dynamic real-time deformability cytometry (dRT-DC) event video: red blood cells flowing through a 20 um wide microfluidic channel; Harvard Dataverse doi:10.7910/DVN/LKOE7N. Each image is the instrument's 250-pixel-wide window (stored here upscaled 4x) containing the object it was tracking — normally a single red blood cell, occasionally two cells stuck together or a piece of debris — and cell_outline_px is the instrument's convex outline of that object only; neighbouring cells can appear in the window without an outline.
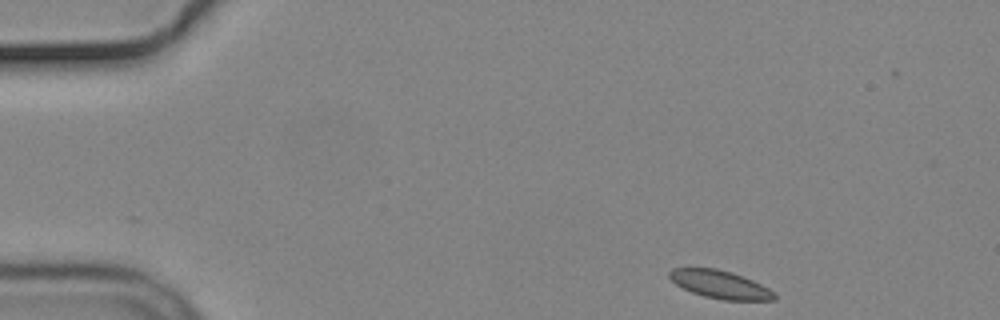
{"species": "common noctule bat (a hibernating species)", "species_latin": "Nyctalus noctula", "temperature_condition": "cold", "stored_images_in_passage": 50, "camera_frame_rate_fps": 3000, "um_per_image_px": 0.085, "animal": {"sex": "male", "body_mass_g": 19.2, "forearm_length_mm": 51.8}, "frame": {"image": 1, "passage_image": 1, "time_ms": 0.0, "image_size_px": [1000, 320], "cell_outline_px": [[776, 300], [724, 300], [704, 296], [692, 292], [676, 284], [668, 276], [668, 272], [672, 268], [716, 268], [732, 272], [752, 280], [768, 288], [776, 296]], "centroid_in_image_um": [61.19, 24.17], "position_along_channel_um": 23.8, "area_um2": 16.94}}
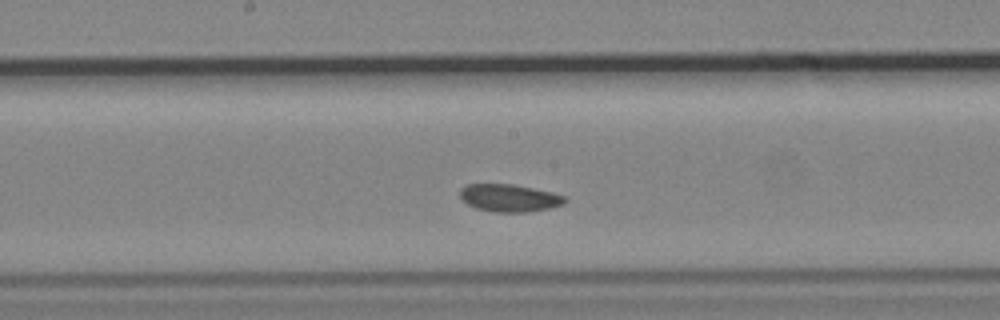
{"frame": {"image": 2, "passage_image": 23, "time_ms": 7.333, "image_size_px": [1000, 320], "cell_outline_px": [[568, 200], [564, 204], [548, 208], [528, 212], [496, 212], [476, 208], [460, 200], [460, 188], [468, 184], [512, 184], [552, 192], [564, 196]], "centroid_in_image_um": [43.28, 16.82], "position_along_channel_um": 204.9, "area_um2": 16.82}}
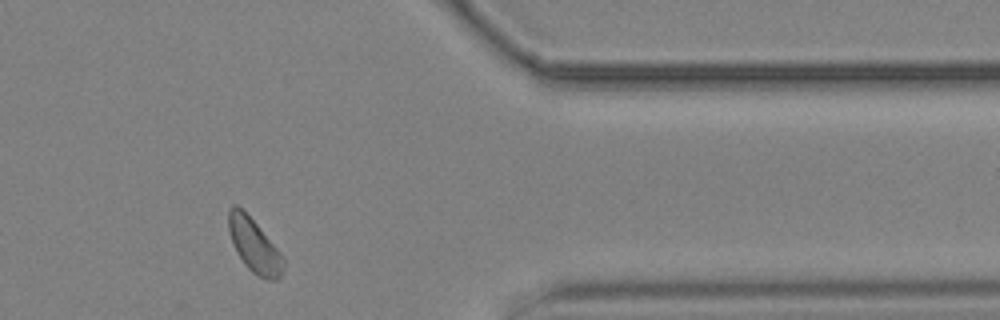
{"frame": {"image": 3, "passage_image": 40, "time_ms": 13.0, "image_size_px": [1000, 320], "cell_outline_px": [[284, 268], [280, 276], [276, 280], [268, 280], [252, 272], [244, 264], [236, 252], [228, 232], [228, 208], [232, 204], [236, 204], [256, 224], [284, 256]], "centroid_in_image_um": [21.59, 20.88], "position_along_channel_um": 389.8, "area_um2": 17.05}}